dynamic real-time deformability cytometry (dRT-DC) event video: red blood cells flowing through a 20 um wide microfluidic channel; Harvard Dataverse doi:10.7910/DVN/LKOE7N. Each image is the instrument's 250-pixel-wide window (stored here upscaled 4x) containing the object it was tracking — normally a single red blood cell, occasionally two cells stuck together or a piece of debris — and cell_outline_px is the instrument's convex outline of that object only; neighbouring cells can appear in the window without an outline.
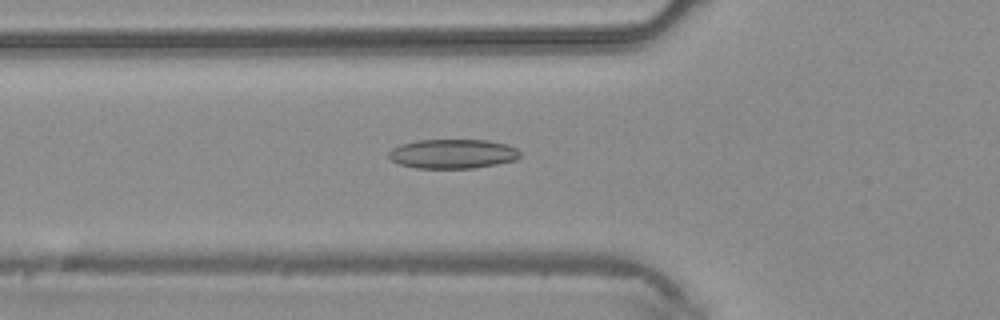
{"species": "common noctule bat (a hibernating species)", "species_latin": "Nyctalus noctula", "temperature_condition": "warm", "stored_images_in_passage": 44, "camera_frame_rate_fps": 3000, "um_per_image_px": 0.085, "animal": {"sex": "male", "body_mass_g": 20.4}, "frame": {"image": 1, "passage_image": 15, "time_ms": 4.667, "image_size_px": [1000, 320], "cell_outline_px": [[520, 156], [516, 160], [496, 164], [472, 168], [416, 168], [400, 164], [392, 160], [388, 156], [388, 152], [392, 148], [400, 144], [416, 140], [488, 140], [508, 144], [516, 148], [520, 152]], "centroid_in_image_um": [38.48, 13.07], "position_along_channel_um": 87.3, "area_um2": 22.54}}
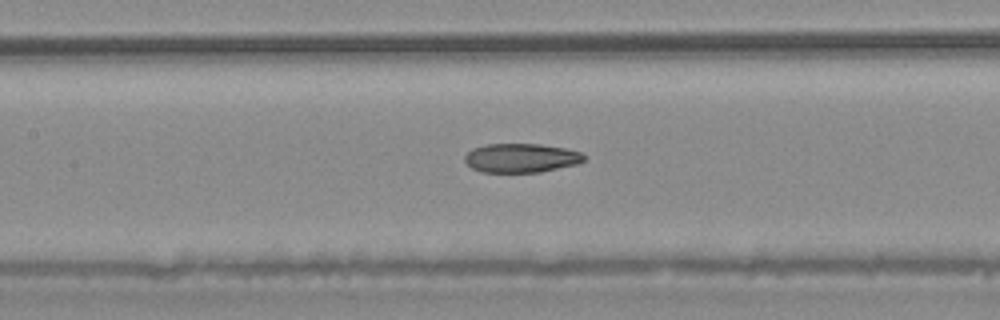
{"frame": {"image": 2, "passage_image": 20, "time_ms": 6.333, "image_size_px": [1000, 320], "cell_outline_px": [[584, 160], [576, 164], [540, 172], [480, 172], [472, 168], [464, 160], [464, 156], [472, 148], [488, 144], [540, 144], [568, 148], [580, 152], [584, 156]], "centroid_in_image_um": [44.28, 13.42], "position_along_channel_um": 163.1, "area_um2": 20.17}}
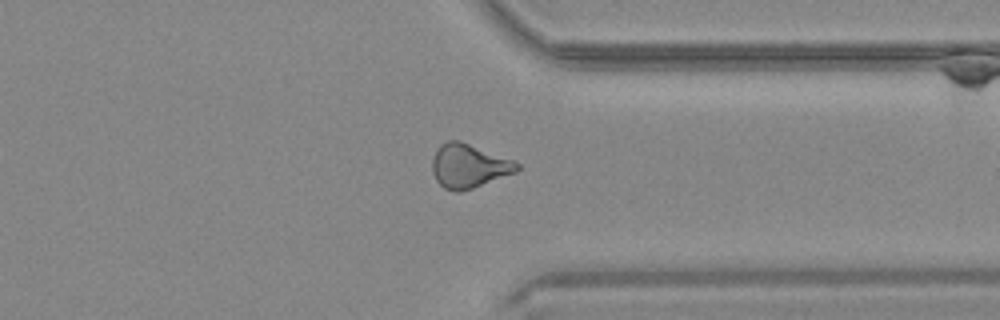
{"frame": {"image": 3, "passage_image": 34, "time_ms": 11.0, "image_size_px": [1000, 320], "cell_outline_px": [[520, 168], [516, 172], [472, 188], [460, 192], [456, 192], [444, 188], [436, 180], [432, 172], [432, 160], [436, 148], [440, 144], [448, 140], [460, 140], [512, 160], [520, 164]], "centroid_in_image_um": [39.81, 14.1], "position_along_channel_um": 371.6, "area_um2": 21.62}}